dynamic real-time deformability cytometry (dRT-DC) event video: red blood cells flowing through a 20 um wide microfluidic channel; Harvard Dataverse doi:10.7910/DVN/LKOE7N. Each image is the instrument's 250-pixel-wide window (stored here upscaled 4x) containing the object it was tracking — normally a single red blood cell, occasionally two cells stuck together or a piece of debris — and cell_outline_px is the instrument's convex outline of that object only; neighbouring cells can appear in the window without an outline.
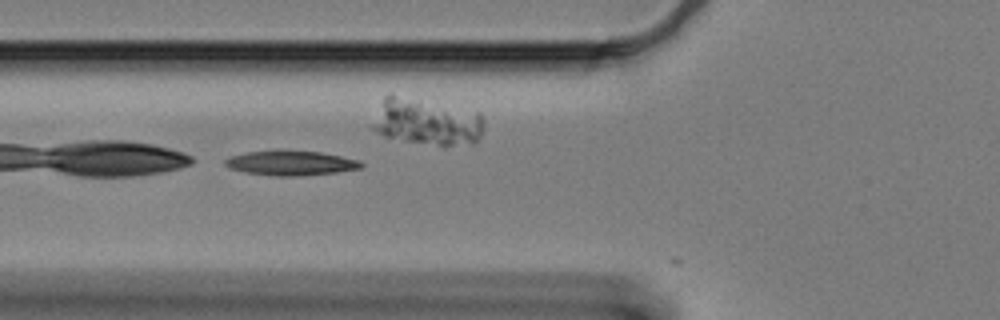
{"species": "Egyptian fruit bat (a non-hibernating species)", "species_latin": "Rousettus aegyptiacus", "temperature_condition": "cold", "stored_images_in_passage": 4, "camera_frame_rate_fps": 3000, "um_per_image_px": 0.085, "animal": {"sex": "female"}, "frame": {"image": 1, "passage_image": 2, "time_ms": 0.333, "image_size_px": [1000, 320], "cell_outline_px": [[364, 164], [360, 168], [336, 172], [300, 176], [276, 176], [244, 172], [228, 168], [224, 164], [224, 160], [232, 156], [248, 152], [320, 152], [360, 160]], "centroid_in_image_um": [24.73, 13.89], "position_along_channel_um": 101.1, "area_um2": 18.96}}